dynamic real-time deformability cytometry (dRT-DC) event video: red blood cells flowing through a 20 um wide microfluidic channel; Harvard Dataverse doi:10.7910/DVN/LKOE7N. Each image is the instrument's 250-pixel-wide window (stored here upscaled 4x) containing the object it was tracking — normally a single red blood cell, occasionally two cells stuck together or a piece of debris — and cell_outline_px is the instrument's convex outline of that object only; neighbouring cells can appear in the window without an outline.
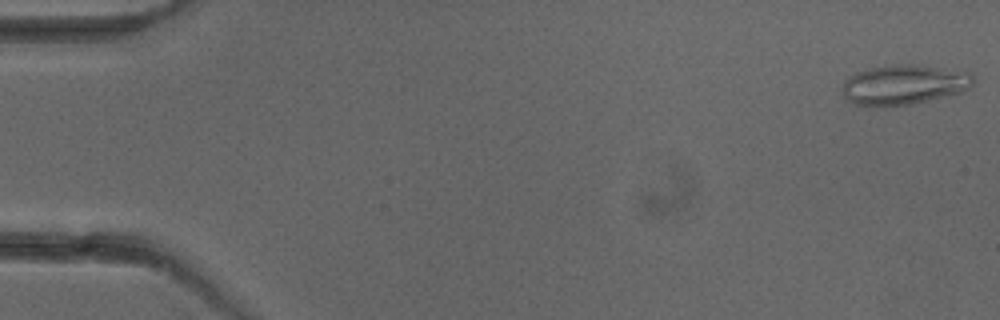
{"species": "common noctule bat (a hibernating species)", "species_latin": "Nyctalus noctula", "temperature_condition": "cold", "stored_images_in_passage": 5, "camera_frame_rate_fps": 3000, "um_per_image_px": 0.085, "animal": {"sex": "female"}, "frame": {"image": 1, "passage_image": 1, "time_ms": 0.0, "image_size_px": [1000, 320], "cell_outline_px": [[972, 84], [964, 92], [948, 96], [912, 104], [884, 108], [872, 108], [852, 104], [840, 92], [840, 88], [844, 80], [848, 76], [856, 72], [868, 68], [892, 64], [920, 64], [972, 72]], "centroid_in_image_um": [76.77, 7.22], "position_along_channel_um": 8.2, "area_um2": 31.62}}